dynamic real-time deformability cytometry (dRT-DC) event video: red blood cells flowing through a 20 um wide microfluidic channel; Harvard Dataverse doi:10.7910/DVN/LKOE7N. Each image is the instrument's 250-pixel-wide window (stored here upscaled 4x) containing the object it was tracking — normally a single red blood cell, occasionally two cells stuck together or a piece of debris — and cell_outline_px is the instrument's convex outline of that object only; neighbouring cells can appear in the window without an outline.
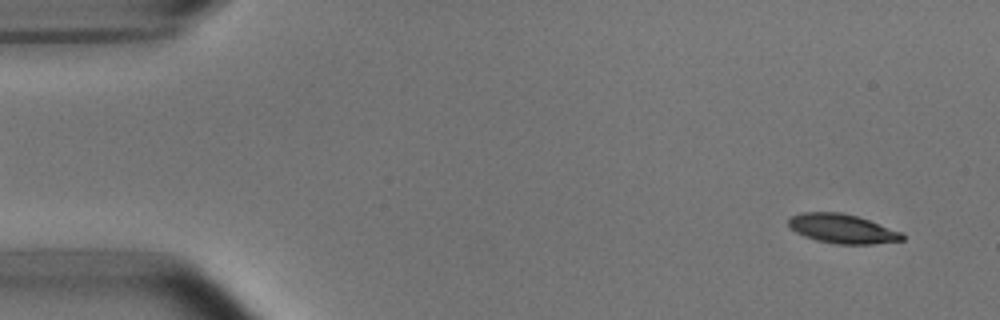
{"species": "common noctule bat (a hibernating species)", "species_latin": "Nyctalus noctula", "temperature_condition": "room temperature", "stored_images_in_passage": 54, "camera_frame_rate_fps": 3000, "um_per_image_px": 0.085, "animal": {"sex": "male", "body_mass_g": 15.6}, "frame": {"image": 1, "passage_image": 4, "time_ms": 1.0, "image_size_px": [1000, 320], "cell_outline_px": [[904, 236], [900, 240], [828, 240], [804, 232], [796, 228], [792, 224], [792, 220], [804, 216], [848, 216], [864, 220]], "centroid_in_image_um": [71.7, 19.44], "position_along_channel_um": 13.3, "area_um2": 13.81}}
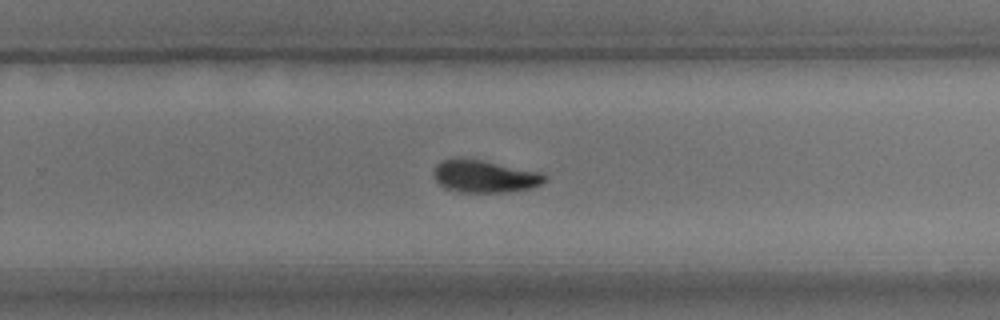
{"frame": {"image": 2, "passage_image": 35, "time_ms": 11.333, "image_size_px": [1000, 320], "cell_outline_px": [[540, 180], [528, 184], [500, 188], [484, 188], [452, 184], [444, 180], [440, 176], [440, 168], [448, 164], [476, 164], [540, 176]], "centroid_in_image_um": [41.19, 14.99], "position_along_channel_um": 288.6, "area_um2": 12.43}}
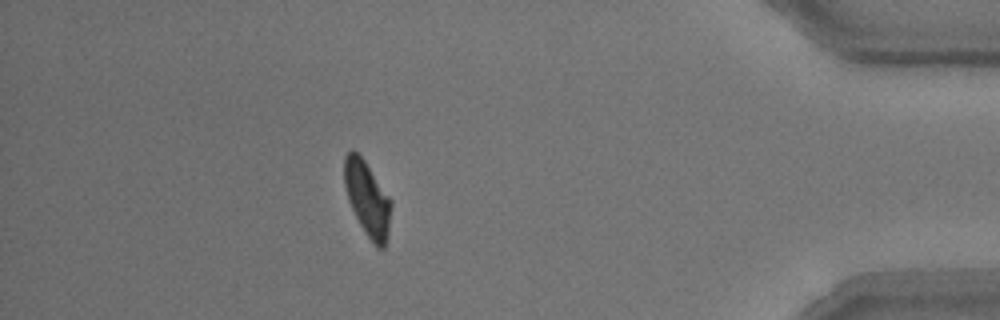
{"frame": {"image": 3, "passage_image": 48, "time_ms": 15.667, "image_size_px": [1000, 320], "cell_outline_px": [[388, 212], [384, 240], [380, 244], [368, 232], [352, 200], [348, 188], [348, 156], [352, 152], [364, 164], [388, 200]], "centroid_in_image_um": [31.25, 16.86], "position_along_channel_um": 403.9, "area_um2": 15.03}}